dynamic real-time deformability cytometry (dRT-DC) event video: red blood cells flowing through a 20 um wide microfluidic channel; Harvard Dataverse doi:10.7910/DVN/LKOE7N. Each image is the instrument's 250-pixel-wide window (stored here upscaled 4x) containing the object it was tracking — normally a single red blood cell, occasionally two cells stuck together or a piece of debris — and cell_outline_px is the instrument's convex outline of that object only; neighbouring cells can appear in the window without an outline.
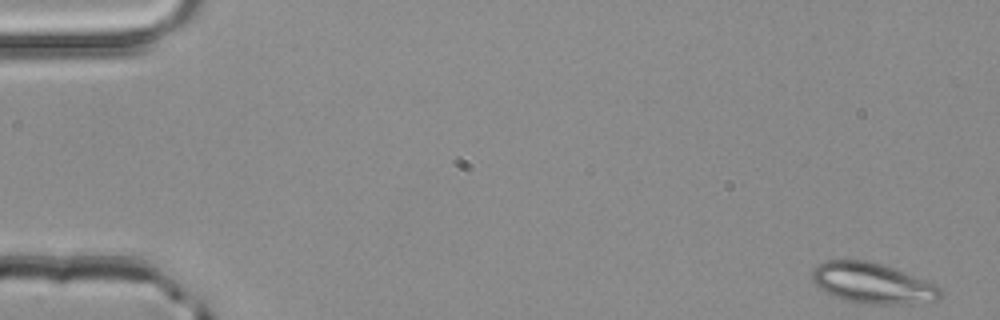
{"species": "common noctule bat (a hibernating species)", "species_latin": "Nyctalus noctula", "temperature_condition": "room temperature", "stored_images_in_passage": 52, "camera_frame_rate_fps": 3000, "um_per_image_px": 0.085, "animal": {"sex": "male", "body_mass_g": 20.4}, "frame": {"image": 1, "passage_image": 1, "time_ms": 0.0, "image_size_px": [1000, 320], "cell_outline_px": [[940, 296], [936, 300], [900, 304], [868, 304], [848, 300], [836, 296], [820, 288], [812, 280], [812, 268], [824, 260], [868, 260], [904, 272], [936, 284], [940, 288]], "centroid_in_image_um": [74.13, 24.05], "position_along_channel_um": 10.9, "area_um2": 29.82}}
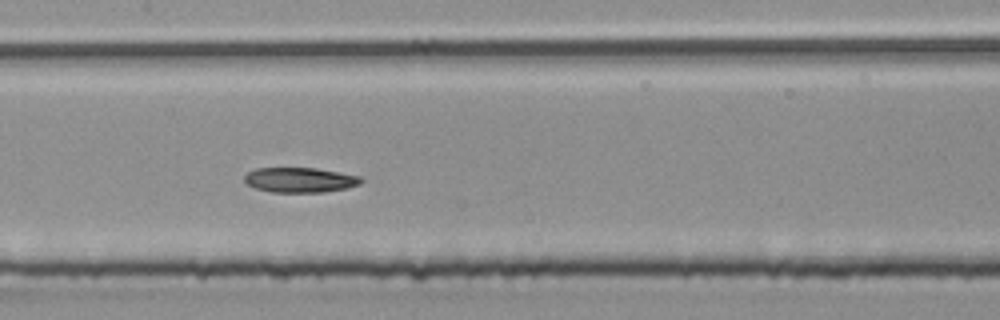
{"frame": {"image": 2, "passage_image": 25, "time_ms": 8.0, "image_size_px": [1000, 320], "cell_outline_px": [[364, 180], [360, 184], [344, 188], [324, 192], [272, 192], [256, 188], [248, 184], [244, 180], [244, 176], [248, 172], [256, 168], [316, 168], [360, 176]], "centroid_in_image_um": [25.49, 15.29], "position_along_channel_um": 181.9, "area_um2": 16.82}}
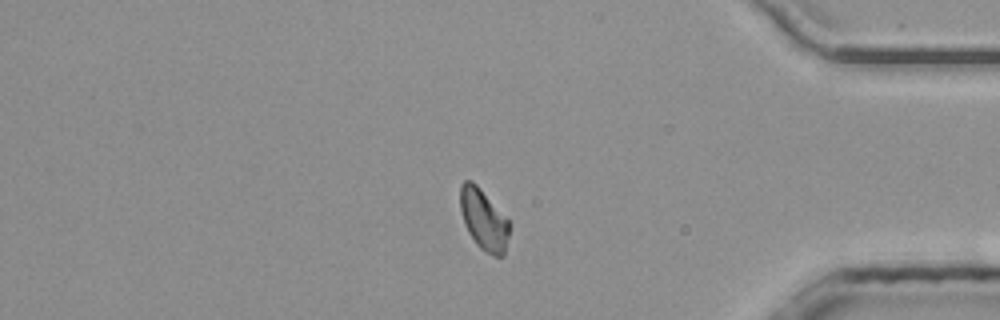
{"frame": {"image": 3, "passage_image": 43, "time_ms": 14.0, "image_size_px": [1000, 320], "cell_outline_px": [[508, 236], [504, 256], [492, 256], [480, 248], [476, 244], [468, 232], [464, 224], [460, 208], [460, 184], [464, 180], [472, 180], [480, 188], [508, 220]], "centroid_in_image_um": [41.08, 18.66], "position_along_channel_um": 394.1, "area_um2": 17.28}, "authors_computed_cell_mechanics": {"area_um2": 17.629, "velocity_mm_per_s": 4.0123, "shape_relaxation_time_tau1_ms": 6.3969, "shape_relaxation_time_tau2_ms": 4.9093, "deformation_change_tau1": 0.1272, "deformation_change_tau2": 0.0822}}